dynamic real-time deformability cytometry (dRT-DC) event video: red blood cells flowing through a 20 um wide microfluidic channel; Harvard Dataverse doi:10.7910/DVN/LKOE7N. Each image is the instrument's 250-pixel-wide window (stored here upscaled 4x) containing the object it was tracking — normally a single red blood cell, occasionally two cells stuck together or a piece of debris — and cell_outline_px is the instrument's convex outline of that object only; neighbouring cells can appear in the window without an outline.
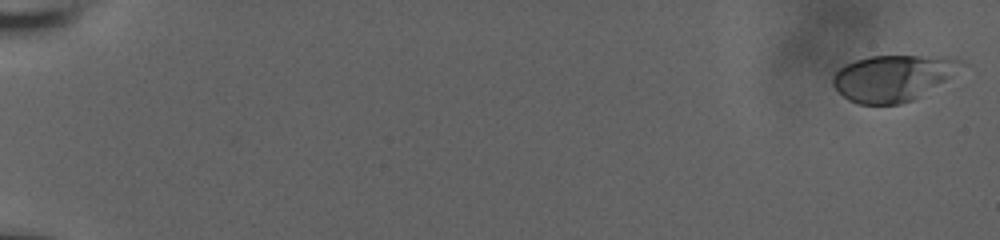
{"species": "human", "species_latin": "Homo sapiens", "temperature_condition": "room temperature", "stored_images_in_passage": 56, "camera_frame_rate_fps": 3000, "um_per_image_px": 0.085, "donor": {"sex": "male"}, "frame": {"image": 1, "passage_image": 1, "time_ms": 0.0, "image_size_px": [1000, 240], "cell_outline_px": [[960, 60], [948, 76], [944, 80], [920, 96], [912, 100], [900, 104], [860, 104], [848, 100], [832, 84], [832, 76], [844, 64], [868, 56], [956, 56]], "centroid_in_image_um": [75.79, 6.62], "position_along_channel_um": 9.2, "area_um2": 33.7}}
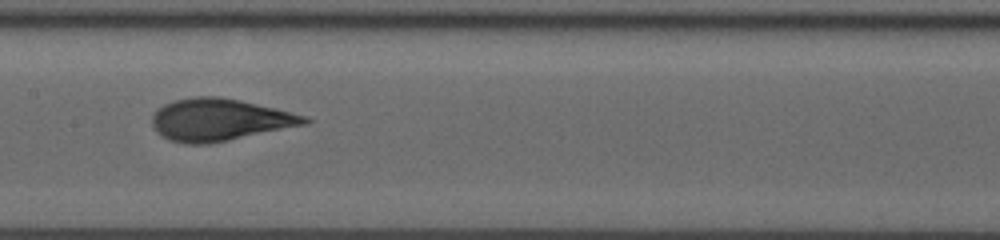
{"frame": {"image": 2, "passage_image": 31, "time_ms": 10.0, "image_size_px": [1000, 240], "cell_outline_px": [[312, 120], [308, 124], [208, 144], [184, 144], [168, 140], [156, 132], [152, 124], [152, 112], [156, 108], [172, 100], [196, 96], [220, 96], [240, 100], [276, 108], [308, 116]], "centroid_in_image_um": [18.64, 10.17], "position_along_channel_um": 188.8, "area_um2": 37.86}}
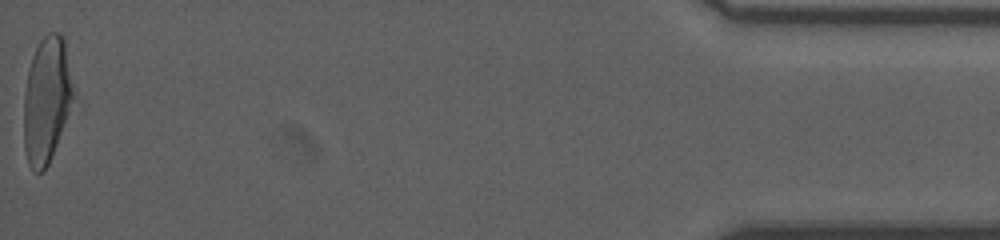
{"frame": {"image": 3, "passage_image": 56, "time_ms": 18.333, "image_size_px": [1000, 240], "cell_outline_px": [[76, 96], [48, 164], [40, 172], [36, 172], [28, 164], [24, 148], [24, 92], [28, 72], [32, 56], [40, 40], [48, 32], [60, 32], [64, 40]], "centroid_in_image_um": [3.98, 8.46], "position_along_channel_um": 431.2, "area_um2": 36.41}, "authors_computed_cell_mechanics": {"area_um2": 35.0268, "velocity_mm_per_s": 3.9385, "shape_relaxation_time_tau1_ms": 4.9461, "shape_relaxation_time_tau2_ms": 0.7815, "deformation_change_tau1": 0.2283, "deformation_change_tau2": 0.0847}}